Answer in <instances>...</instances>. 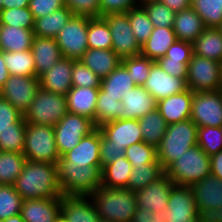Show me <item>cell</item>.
<instances>
[{
	"label": "cell",
	"mask_w": 222,
	"mask_h": 222,
	"mask_svg": "<svg viewBox=\"0 0 222 222\" xmlns=\"http://www.w3.org/2000/svg\"><path fill=\"white\" fill-rule=\"evenodd\" d=\"M13 186L23 200L58 198L63 195L57 164L54 163L27 160Z\"/></svg>",
	"instance_id": "6da1fadb"
},
{
	"label": "cell",
	"mask_w": 222,
	"mask_h": 222,
	"mask_svg": "<svg viewBox=\"0 0 222 222\" xmlns=\"http://www.w3.org/2000/svg\"><path fill=\"white\" fill-rule=\"evenodd\" d=\"M90 198L96 206L99 218L115 222H132L138 208L135 192L128 188H110L101 185Z\"/></svg>",
	"instance_id": "7a4b0ae2"
},
{
	"label": "cell",
	"mask_w": 222,
	"mask_h": 222,
	"mask_svg": "<svg viewBox=\"0 0 222 222\" xmlns=\"http://www.w3.org/2000/svg\"><path fill=\"white\" fill-rule=\"evenodd\" d=\"M197 126L188 119L169 124L157 149V159L166 170L191 147L197 145Z\"/></svg>",
	"instance_id": "3957f363"
},
{
	"label": "cell",
	"mask_w": 222,
	"mask_h": 222,
	"mask_svg": "<svg viewBox=\"0 0 222 222\" xmlns=\"http://www.w3.org/2000/svg\"><path fill=\"white\" fill-rule=\"evenodd\" d=\"M57 170L63 195L90 196L101 186V166H69L60 158Z\"/></svg>",
	"instance_id": "277c9868"
},
{
	"label": "cell",
	"mask_w": 222,
	"mask_h": 222,
	"mask_svg": "<svg viewBox=\"0 0 222 222\" xmlns=\"http://www.w3.org/2000/svg\"><path fill=\"white\" fill-rule=\"evenodd\" d=\"M210 173V157L198 145L187 150L165 170L175 185L184 186H192Z\"/></svg>",
	"instance_id": "5b68a950"
},
{
	"label": "cell",
	"mask_w": 222,
	"mask_h": 222,
	"mask_svg": "<svg viewBox=\"0 0 222 222\" xmlns=\"http://www.w3.org/2000/svg\"><path fill=\"white\" fill-rule=\"evenodd\" d=\"M67 113L66 96L40 87L23 117L26 123L54 127Z\"/></svg>",
	"instance_id": "8992f818"
},
{
	"label": "cell",
	"mask_w": 222,
	"mask_h": 222,
	"mask_svg": "<svg viewBox=\"0 0 222 222\" xmlns=\"http://www.w3.org/2000/svg\"><path fill=\"white\" fill-rule=\"evenodd\" d=\"M23 154L30 161L57 164L60 156L54 127L27 123Z\"/></svg>",
	"instance_id": "52a82bcc"
},
{
	"label": "cell",
	"mask_w": 222,
	"mask_h": 222,
	"mask_svg": "<svg viewBox=\"0 0 222 222\" xmlns=\"http://www.w3.org/2000/svg\"><path fill=\"white\" fill-rule=\"evenodd\" d=\"M186 83L193 92H213L222 89L221 63L192 54L187 65Z\"/></svg>",
	"instance_id": "ba28073f"
},
{
	"label": "cell",
	"mask_w": 222,
	"mask_h": 222,
	"mask_svg": "<svg viewBox=\"0 0 222 222\" xmlns=\"http://www.w3.org/2000/svg\"><path fill=\"white\" fill-rule=\"evenodd\" d=\"M96 128L93 120L68 112L54 126L55 142L59 156L62 157L77 146L84 136L90 134Z\"/></svg>",
	"instance_id": "9c48e42d"
},
{
	"label": "cell",
	"mask_w": 222,
	"mask_h": 222,
	"mask_svg": "<svg viewBox=\"0 0 222 222\" xmlns=\"http://www.w3.org/2000/svg\"><path fill=\"white\" fill-rule=\"evenodd\" d=\"M88 17L73 15L55 37L62 57L80 60L88 49Z\"/></svg>",
	"instance_id": "30bf717a"
},
{
	"label": "cell",
	"mask_w": 222,
	"mask_h": 222,
	"mask_svg": "<svg viewBox=\"0 0 222 222\" xmlns=\"http://www.w3.org/2000/svg\"><path fill=\"white\" fill-rule=\"evenodd\" d=\"M103 18L110 27L112 50L116 55L123 59L141 54V46L132 33L127 13H109Z\"/></svg>",
	"instance_id": "8fae6325"
},
{
	"label": "cell",
	"mask_w": 222,
	"mask_h": 222,
	"mask_svg": "<svg viewBox=\"0 0 222 222\" xmlns=\"http://www.w3.org/2000/svg\"><path fill=\"white\" fill-rule=\"evenodd\" d=\"M190 119L200 127L222 125V89L213 92H193Z\"/></svg>",
	"instance_id": "7c38bea8"
},
{
	"label": "cell",
	"mask_w": 222,
	"mask_h": 222,
	"mask_svg": "<svg viewBox=\"0 0 222 222\" xmlns=\"http://www.w3.org/2000/svg\"><path fill=\"white\" fill-rule=\"evenodd\" d=\"M198 210L191 186L174 185L169 194L162 222H198Z\"/></svg>",
	"instance_id": "4fadbf2b"
},
{
	"label": "cell",
	"mask_w": 222,
	"mask_h": 222,
	"mask_svg": "<svg viewBox=\"0 0 222 222\" xmlns=\"http://www.w3.org/2000/svg\"><path fill=\"white\" fill-rule=\"evenodd\" d=\"M40 88L36 76L10 75L1 87V98L10 102L18 111L24 114Z\"/></svg>",
	"instance_id": "5bb4252c"
},
{
	"label": "cell",
	"mask_w": 222,
	"mask_h": 222,
	"mask_svg": "<svg viewBox=\"0 0 222 222\" xmlns=\"http://www.w3.org/2000/svg\"><path fill=\"white\" fill-rule=\"evenodd\" d=\"M175 184L164 174L155 182L135 192L138 208L151 210L160 217L167 208L169 194Z\"/></svg>",
	"instance_id": "9a60e30c"
},
{
	"label": "cell",
	"mask_w": 222,
	"mask_h": 222,
	"mask_svg": "<svg viewBox=\"0 0 222 222\" xmlns=\"http://www.w3.org/2000/svg\"><path fill=\"white\" fill-rule=\"evenodd\" d=\"M143 87L156 101L188 90L186 78H177L165 72L157 62H153L149 76Z\"/></svg>",
	"instance_id": "2e32d148"
},
{
	"label": "cell",
	"mask_w": 222,
	"mask_h": 222,
	"mask_svg": "<svg viewBox=\"0 0 222 222\" xmlns=\"http://www.w3.org/2000/svg\"><path fill=\"white\" fill-rule=\"evenodd\" d=\"M98 128L102 135L116 147L126 149L135 143L143 141L139 121L136 119L114 120Z\"/></svg>",
	"instance_id": "e0dca14e"
},
{
	"label": "cell",
	"mask_w": 222,
	"mask_h": 222,
	"mask_svg": "<svg viewBox=\"0 0 222 222\" xmlns=\"http://www.w3.org/2000/svg\"><path fill=\"white\" fill-rule=\"evenodd\" d=\"M69 166H101L100 161V129L84 136L73 149L60 157Z\"/></svg>",
	"instance_id": "ac0fdd59"
},
{
	"label": "cell",
	"mask_w": 222,
	"mask_h": 222,
	"mask_svg": "<svg viewBox=\"0 0 222 222\" xmlns=\"http://www.w3.org/2000/svg\"><path fill=\"white\" fill-rule=\"evenodd\" d=\"M61 217L66 222H98L96 206L90 196L62 195Z\"/></svg>",
	"instance_id": "d6986e66"
},
{
	"label": "cell",
	"mask_w": 222,
	"mask_h": 222,
	"mask_svg": "<svg viewBox=\"0 0 222 222\" xmlns=\"http://www.w3.org/2000/svg\"><path fill=\"white\" fill-rule=\"evenodd\" d=\"M73 59L62 57L52 68L40 75V87L46 91L66 96L72 88Z\"/></svg>",
	"instance_id": "ffe728a7"
},
{
	"label": "cell",
	"mask_w": 222,
	"mask_h": 222,
	"mask_svg": "<svg viewBox=\"0 0 222 222\" xmlns=\"http://www.w3.org/2000/svg\"><path fill=\"white\" fill-rule=\"evenodd\" d=\"M20 214L25 222H56L61 216L60 197L23 200Z\"/></svg>",
	"instance_id": "44dd1931"
},
{
	"label": "cell",
	"mask_w": 222,
	"mask_h": 222,
	"mask_svg": "<svg viewBox=\"0 0 222 222\" xmlns=\"http://www.w3.org/2000/svg\"><path fill=\"white\" fill-rule=\"evenodd\" d=\"M193 91L190 89L171 95L157 102V109L166 123L183 122L191 117Z\"/></svg>",
	"instance_id": "7402d4cb"
},
{
	"label": "cell",
	"mask_w": 222,
	"mask_h": 222,
	"mask_svg": "<svg viewBox=\"0 0 222 222\" xmlns=\"http://www.w3.org/2000/svg\"><path fill=\"white\" fill-rule=\"evenodd\" d=\"M121 119H140L157 108L156 99L143 87L136 86L122 97Z\"/></svg>",
	"instance_id": "603a6c76"
},
{
	"label": "cell",
	"mask_w": 222,
	"mask_h": 222,
	"mask_svg": "<svg viewBox=\"0 0 222 222\" xmlns=\"http://www.w3.org/2000/svg\"><path fill=\"white\" fill-rule=\"evenodd\" d=\"M35 63L36 77H39L62 58L55 38L35 36L31 46Z\"/></svg>",
	"instance_id": "cb8c5ba5"
},
{
	"label": "cell",
	"mask_w": 222,
	"mask_h": 222,
	"mask_svg": "<svg viewBox=\"0 0 222 222\" xmlns=\"http://www.w3.org/2000/svg\"><path fill=\"white\" fill-rule=\"evenodd\" d=\"M196 208L216 209L222 206V180L213 174L207 175L191 186Z\"/></svg>",
	"instance_id": "d4e9b609"
},
{
	"label": "cell",
	"mask_w": 222,
	"mask_h": 222,
	"mask_svg": "<svg viewBox=\"0 0 222 222\" xmlns=\"http://www.w3.org/2000/svg\"><path fill=\"white\" fill-rule=\"evenodd\" d=\"M99 88L72 87L67 95L68 112L87 117L94 121Z\"/></svg>",
	"instance_id": "484cf974"
},
{
	"label": "cell",
	"mask_w": 222,
	"mask_h": 222,
	"mask_svg": "<svg viewBox=\"0 0 222 222\" xmlns=\"http://www.w3.org/2000/svg\"><path fill=\"white\" fill-rule=\"evenodd\" d=\"M80 61L101 79L107 77L122 63V59L112 49L88 48Z\"/></svg>",
	"instance_id": "4316f807"
},
{
	"label": "cell",
	"mask_w": 222,
	"mask_h": 222,
	"mask_svg": "<svg viewBox=\"0 0 222 222\" xmlns=\"http://www.w3.org/2000/svg\"><path fill=\"white\" fill-rule=\"evenodd\" d=\"M206 28L202 18L191 7L175 15L173 30L177 40L192 43Z\"/></svg>",
	"instance_id": "83f0119b"
},
{
	"label": "cell",
	"mask_w": 222,
	"mask_h": 222,
	"mask_svg": "<svg viewBox=\"0 0 222 222\" xmlns=\"http://www.w3.org/2000/svg\"><path fill=\"white\" fill-rule=\"evenodd\" d=\"M177 40L173 27H157L141 46V55L156 62L165 56L169 47Z\"/></svg>",
	"instance_id": "f1b7e54d"
},
{
	"label": "cell",
	"mask_w": 222,
	"mask_h": 222,
	"mask_svg": "<svg viewBox=\"0 0 222 222\" xmlns=\"http://www.w3.org/2000/svg\"><path fill=\"white\" fill-rule=\"evenodd\" d=\"M34 37L33 29L0 25V50L3 52L30 50Z\"/></svg>",
	"instance_id": "f546056e"
},
{
	"label": "cell",
	"mask_w": 222,
	"mask_h": 222,
	"mask_svg": "<svg viewBox=\"0 0 222 222\" xmlns=\"http://www.w3.org/2000/svg\"><path fill=\"white\" fill-rule=\"evenodd\" d=\"M193 54L222 62V34L218 28H206L193 42Z\"/></svg>",
	"instance_id": "4dcf8cb0"
},
{
	"label": "cell",
	"mask_w": 222,
	"mask_h": 222,
	"mask_svg": "<svg viewBox=\"0 0 222 222\" xmlns=\"http://www.w3.org/2000/svg\"><path fill=\"white\" fill-rule=\"evenodd\" d=\"M72 16V11L64 6L53 13L37 18L34 21V35L55 38Z\"/></svg>",
	"instance_id": "1f68e13d"
},
{
	"label": "cell",
	"mask_w": 222,
	"mask_h": 222,
	"mask_svg": "<svg viewBox=\"0 0 222 222\" xmlns=\"http://www.w3.org/2000/svg\"><path fill=\"white\" fill-rule=\"evenodd\" d=\"M138 121L143 135V141L157 148L168 126L159 110L156 108L138 119Z\"/></svg>",
	"instance_id": "d6a6232c"
},
{
	"label": "cell",
	"mask_w": 222,
	"mask_h": 222,
	"mask_svg": "<svg viewBox=\"0 0 222 222\" xmlns=\"http://www.w3.org/2000/svg\"><path fill=\"white\" fill-rule=\"evenodd\" d=\"M132 169L133 166L125 156L112 164L105 165L101 171V185L110 188H127Z\"/></svg>",
	"instance_id": "836d02e7"
},
{
	"label": "cell",
	"mask_w": 222,
	"mask_h": 222,
	"mask_svg": "<svg viewBox=\"0 0 222 222\" xmlns=\"http://www.w3.org/2000/svg\"><path fill=\"white\" fill-rule=\"evenodd\" d=\"M134 87H136V85L122 63L107 77L102 78L100 85L103 91L108 95L117 96L119 101Z\"/></svg>",
	"instance_id": "e575fe53"
},
{
	"label": "cell",
	"mask_w": 222,
	"mask_h": 222,
	"mask_svg": "<svg viewBox=\"0 0 222 222\" xmlns=\"http://www.w3.org/2000/svg\"><path fill=\"white\" fill-rule=\"evenodd\" d=\"M123 110V103L118 100L117 96L108 95L99 87L95 115L96 127L110 121L121 120Z\"/></svg>",
	"instance_id": "d590c367"
},
{
	"label": "cell",
	"mask_w": 222,
	"mask_h": 222,
	"mask_svg": "<svg viewBox=\"0 0 222 222\" xmlns=\"http://www.w3.org/2000/svg\"><path fill=\"white\" fill-rule=\"evenodd\" d=\"M164 174L165 170L160 163H147L133 167L128 179L127 188L136 192L155 182Z\"/></svg>",
	"instance_id": "8d00e7d4"
},
{
	"label": "cell",
	"mask_w": 222,
	"mask_h": 222,
	"mask_svg": "<svg viewBox=\"0 0 222 222\" xmlns=\"http://www.w3.org/2000/svg\"><path fill=\"white\" fill-rule=\"evenodd\" d=\"M26 161L22 153L0 151V185H13Z\"/></svg>",
	"instance_id": "74e56055"
},
{
	"label": "cell",
	"mask_w": 222,
	"mask_h": 222,
	"mask_svg": "<svg viewBox=\"0 0 222 222\" xmlns=\"http://www.w3.org/2000/svg\"><path fill=\"white\" fill-rule=\"evenodd\" d=\"M5 65L9 75L36 76L32 51L3 52Z\"/></svg>",
	"instance_id": "f35d334b"
},
{
	"label": "cell",
	"mask_w": 222,
	"mask_h": 222,
	"mask_svg": "<svg viewBox=\"0 0 222 222\" xmlns=\"http://www.w3.org/2000/svg\"><path fill=\"white\" fill-rule=\"evenodd\" d=\"M87 43L89 49H112L110 27L103 17H88Z\"/></svg>",
	"instance_id": "ab89813d"
},
{
	"label": "cell",
	"mask_w": 222,
	"mask_h": 222,
	"mask_svg": "<svg viewBox=\"0 0 222 222\" xmlns=\"http://www.w3.org/2000/svg\"><path fill=\"white\" fill-rule=\"evenodd\" d=\"M27 123L22 116L16 123L14 129L0 131V151L22 153L25 146V133Z\"/></svg>",
	"instance_id": "60d3db41"
},
{
	"label": "cell",
	"mask_w": 222,
	"mask_h": 222,
	"mask_svg": "<svg viewBox=\"0 0 222 222\" xmlns=\"http://www.w3.org/2000/svg\"><path fill=\"white\" fill-rule=\"evenodd\" d=\"M190 7L202 18L207 28H218L222 24L220 0H191Z\"/></svg>",
	"instance_id": "b9f144b4"
},
{
	"label": "cell",
	"mask_w": 222,
	"mask_h": 222,
	"mask_svg": "<svg viewBox=\"0 0 222 222\" xmlns=\"http://www.w3.org/2000/svg\"><path fill=\"white\" fill-rule=\"evenodd\" d=\"M126 13L128 14L132 33L136 37L140 46H142L150 37L154 26L150 21L146 10L141 5L131 8Z\"/></svg>",
	"instance_id": "7bdbcfd3"
},
{
	"label": "cell",
	"mask_w": 222,
	"mask_h": 222,
	"mask_svg": "<svg viewBox=\"0 0 222 222\" xmlns=\"http://www.w3.org/2000/svg\"><path fill=\"white\" fill-rule=\"evenodd\" d=\"M197 145L209 156L222 150L221 127L206 126L197 128Z\"/></svg>",
	"instance_id": "ee69618b"
},
{
	"label": "cell",
	"mask_w": 222,
	"mask_h": 222,
	"mask_svg": "<svg viewBox=\"0 0 222 222\" xmlns=\"http://www.w3.org/2000/svg\"><path fill=\"white\" fill-rule=\"evenodd\" d=\"M22 202L13 185H0V219L20 214Z\"/></svg>",
	"instance_id": "f6af8a7d"
},
{
	"label": "cell",
	"mask_w": 222,
	"mask_h": 222,
	"mask_svg": "<svg viewBox=\"0 0 222 222\" xmlns=\"http://www.w3.org/2000/svg\"><path fill=\"white\" fill-rule=\"evenodd\" d=\"M153 62L148 57L137 55L122 59V64L129 72L132 81L136 86H143L149 76Z\"/></svg>",
	"instance_id": "bcb514c9"
},
{
	"label": "cell",
	"mask_w": 222,
	"mask_h": 222,
	"mask_svg": "<svg viewBox=\"0 0 222 222\" xmlns=\"http://www.w3.org/2000/svg\"><path fill=\"white\" fill-rule=\"evenodd\" d=\"M124 156L133 167L147 163H160L157 159V149L144 141L126 148Z\"/></svg>",
	"instance_id": "7dc6e473"
},
{
	"label": "cell",
	"mask_w": 222,
	"mask_h": 222,
	"mask_svg": "<svg viewBox=\"0 0 222 222\" xmlns=\"http://www.w3.org/2000/svg\"><path fill=\"white\" fill-rule=\"evenodd\" d=\"M34 21L35 19L29 7L2 9L0 11V25L33 29Z\"/></svg>",
	"instance_id": "c3c4849f"
},
{
	"label": "cell",
	"mask_w": 222,
	"mask_h": 222,
	"mask_svg": "<svg viewBox=\"0 0 222 222\" xmlns=\"http://www.w3.org/2000/svg\"><path fill=\"white\" fill-rule=\"evenodd\" d=\"M147 12L154 28L173 27L176 13L161 2H149L141 5Z\"/></svg>",
	"instance_id": "681fc988"
},
{
	"label": "cell",
	"mask_w": 222,
	"mask_h": 222,
	"mask_svg": "<svg viewBox=\"0 0 222 222\" xmlns=\"http://www.w3.org/2000/svg\"><path fill=\"white\" fill-rule=\"evenodd\" d=\"M101 78L84 65L80 60H74L72 67V87L99 88Z\"/></svg>",
	"instance_id": "f907efd6"
},
{
	"label": "cell",
	"mask_w": 222,
	"mask_h": 222,
	"mask_svg": "<svg viewBox=\"0 0 222 222\" xmlns=\"http://www.w3.org/2000/svg\"><path fill=\"white\" fill-rule=\"evenodd\" d=\"M65 6L72 11L73 15L101 17L100 0H65Z\"/></svg>",
	"instance_id": "816d5d0a"
},
{
	"label": "cell",
	"mask_w": 222,
	"mask_h": 222,
	"mask_svg": "<svg viewBox=\"0 0 222 222\" xmlns=\"http://www.w3.org/2000/svg\"><path fill=\"white\" fill-rule=\"evenodd\" d=\"M124 154L125 148H120L112 145V142L107 140L100 131L101 168H103L105 165L112 164L119 158H122Z\"/></svg>",
	"instance_id": "f5cc1de1"
},
{
	"label": "cell",
	"mask_w": 222,
	"mask_h": 222,
	"mask_svg": "<svg viewBox=\"0 0 222 222\" xmlns=\"http://www.w3.org/2000/svg\"><path fill=\"white\" fill-rule=\"evenodd\" d=\"M192 54V43L176 40L167 50L165 57H168L171 61H179L188 65Z\"/></svg>",
	"instance_id": "db71d44e"
},
{
	"label": "cell",
	"mask_w": 222,
	"mask_h": 222,
	"mask_svg": "<svg viewBox=\"0 0 222 222\" xmlns=\"http://www.w3.org/2000/svg\"><path fill=\"white\" fill-rule=\"evenodd\" d=\"M22 116L23 114L10 102L0 98V131L14 129V123H16Z\"/></svg>",
	"instance_id": "11a10c76"
},
{
	"label": "cell",
	"mask_w": 222,
	"mask_h": 222,
	"mask_svg": "<svg viewBox=\"0 0 222 222\" xmlns=\"http://www.w3.org/2000/svg\"><path fill=\"white\" fill-rule=\"evenodd\" d=\"M65 6V0H30L29 10L34 19L55 12Z\"/></svg>",
	"instance_id": "9f6ffc18"
},
{
	"label": "cell",
	"mask_w": 222,
	"mask_h": 222,
	"mask_svg": "<svg viewBox=\"0 0 222 222\" xmlns=\"http://www.w3.org/2000/svg\"><path fill=\"white\" fill-rule=\"evenodd\" d=\"M139 0H100L101 17L109 13H126L140 5Z\"/></svg>",
	"instance_id": "6f0895ef"
},
{
	"label": "cell",
	"mask_w": 222,
	"mask_h": 222,
	"mask_svg": "<svg viewBox=\"0 0 222 222\" xmlns=\"http://www.w3.org/2000/svg\"><path fill=\"white\" fill-rule=\"evenodd\" d=\"M160 67L168 74L177 78L187 77V65L180 63L179 61H171L168 57H162L156 61Z\"/></svg>",
	"instance_id": "680465c9"
},
{
	"label": "cell",
	"mask_w": 222,
	"mask_h": 222,
	"mask_svg": "<svg viewBox=\"0 0 222 222\" xmlns=\"http://www.w3.org/2000/svg\"><path fill=\"white\" fill-rule=\"evenodd\" d=\"M198 222H222V206L216 209H198Z\"/></svg>",
	"instance_id": "91938a15"
},
{
	"label": "cell",
	"mask_w": 222,
	"mask_h": 222,
	"mask_svg": "<svg viewBox=\"0 0 222 222\" xmlns=\"http://www.w3.org/2000/svg\"><path fill=\"white\" fill-rule=\"evenodd\" d=\"M160 219L151 210L146 208H137L132 222H157Z\"/></svg>",
	"instance_id": "94428289"
},
{
	"label": "cell",
	"mask_w": 222,
	"mask_h": 222,
	"mask_svg": "<svg viewBox=\"0 0 222 222\" xmlns=\"http://www.w3.org/2000/svg\"><path fill=\"white\" fill-rule=\"evenodd\" d=\"M211 174L222 180V150L210 157Z\"/></svg>",
	"instance_id": "6125c7cd"
},
{
	"label": "cell",
	"mask_w": 222,
	"mask_h": 222,
	"mask_svg": "<svg viewBox=\"0 0 222 222\" xmlns=\"http://www.w3.org/2000/svg\"><path fill=\"white\" fill-rule=\"evenodd\" d=\"M160 2L169 7L173 12L178 13L190 8L191 0H161Z\"/></svg>",
	"instance_id": "be15d7a7"
},
{
	"label": "cell",
	"mask_w": 222,
	"mask_h": 222,
	"mask_svg": "<svg viewBox=\"0 0 222 222\" xmlns=\"http://www.w3.org/2000/svg\"><path fill=\"white\" fill-rule=\"evenodd\" d=\"M30 0H3L2 9L29 7Z\"/></svg>",
	"instance_id": "e7e4bbea"
},
{
	"label": "cell",
	"mask_w": 222,
	"mask_h": 222,
	"mask_svg": "<svg viewBox=\"0 0 222 222\" xmlns=\"http://www.w3.org/2000/svg\"><path fill=\"white\" fill-rule=\"evenodd\" d=\"M9 76V72L3 58V51L0 50V88L4 85Z\"/></svg>",
	"instance_id": "03108f58"
},
{
	"label": "cell",
	"mask_w": 222,
	"mask_h": 222,
	"mask_svg": "<svg viewBox=\"0 0 222 222\" xmlns=\"http://www.w3.org/2000/svg\"><path fill=\"white\" fill-rule=\"evenodd\" d=\"M5 222H25V221L22 219L21 214H18L5 219Z\"/></svg>",
	"instance_id": "003e7915"
},
{
	"label": "cell",
	"mask_w": 222,
	"mask_h": 222,
	"mask_svg": "<svg viewBox=\"0 0 222 222\" xmlns=\"http://www.w3.org/2000/svg\"><path fill=\"white\" fill-rule=\"evenodd\" d=\"M161 0H140L139 3L140 5L142 4H146V3H149V2H160Z\"/></svg>",
	"instance_id": "a7ac6f4b"
},
{
	"label": "cell",
	"mask_w": 222,
	"mask_h": 222,
	"mask_svg": "<svg viewBox=\"0 0 222 222\" xmlns=\"http://www.w3.org/2000/svg\"><path fill=\"white\" fill-rule=\"evenodd\" d=\"M98 222H115V221L99 218Z\"/></svg>",
	"instance_id": "89a4df30"
},
{
	"label": "cell",
	"mask_w": 222,
	"mask_h": 222,
	"mask_svg": "<svg viewBox=\"0 0 222 222\" xmlns=\"http://www.w3.org/2000/svg\"><path fill=\"white\" fill-rule=\"evenodd\" d=\"M56 222H66V221L60 216Z\"/></svg>",
	"instance_id": "2644e50d"
},
{
	"label": "cell",
	"mask_w": 222,
	"mask_h": 222,
	"mask_svg": "<svg viewBox=\"0 0 222 222\" xmlns=\"http://www.w3.org/2000/svg\"><path fill=\"white\" fill-rule=\"evenodd\" d=\"M2 3H3V0H0V11L2 10Z\"/></svg>",
	"instance_id": "8c879c8a"
},
{
	"label": "cell",
	"mask_w": 222,
	"mask_h": 222,
	"mask_svg": "<svg viewBox=\"0 0 222 222\" xmlns=\"http://www.w3.org/2000/svg\"><path fill=\"white\" fill-rule=\"evenodd\" d=\"M218 29L220 30V32L222 34V24L218 27Z\"/></svg>",
	"instance_id": "753ad0ef"
}]
</instances>
